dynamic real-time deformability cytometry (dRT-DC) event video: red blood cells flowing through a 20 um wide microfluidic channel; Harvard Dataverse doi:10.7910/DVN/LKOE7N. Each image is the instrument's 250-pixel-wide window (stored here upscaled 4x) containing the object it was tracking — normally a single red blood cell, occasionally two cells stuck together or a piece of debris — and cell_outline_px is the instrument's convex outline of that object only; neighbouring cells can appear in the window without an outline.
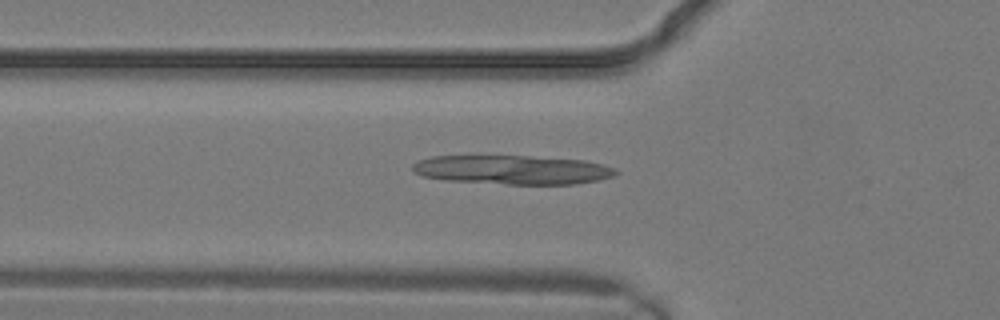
{"species": "common noctule bat (a hibernating species)", "species_latin": "Nyctalus noctula", "temperature_condition": "warm", "stored_images_in_passage": 5, "camera_frame_rate_fps": 3000, "um_per_image_px": 0.085, "animal": {"sex": "male", "body_mass_g": 19.2, "forearm_length_mm": 51.8}, "frame": {"image": 1, "passage_image": 3, "time_ms": 0.667, "image_size_px": [1000, 320], "cell_outline_px": [[620, 172], [616, 176], [600, 180], [576, 184], [504, 184], [448, 180], [424, 176], [412, 172], [412, 164], [420, 160], [432, 156], [528, 156], [584, 160], [604, 164], [616, 168]], "centroid_in_image_um": [43.64, 14.43], "position_along_channel_um": 82.2, "area_um2": 34.56}}
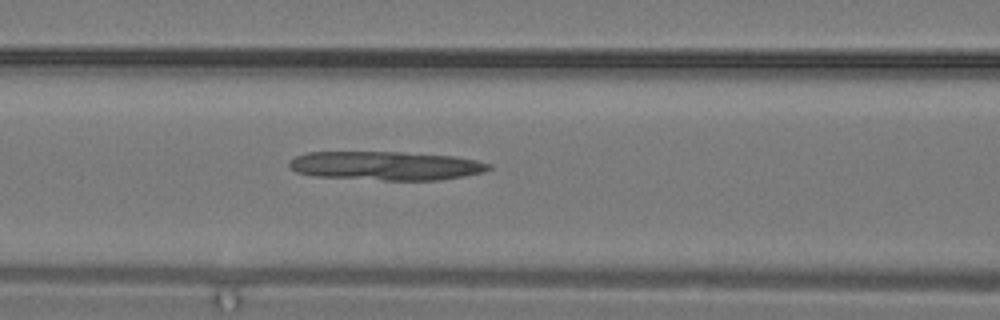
{"frame": {"image": 2, "passage_image": 5, "time_ms": 1.333, "image_size_px": [1000, 320], "cell_outline_px": [[492, 168], [484, 172], [464, 176], [440, 180], [384, 180], [312, 176], [296, 172], [288, 164], [288, 160], [296, 156], [308, 152], [404, 152], [456, 156], [476, 160], [492, 164]], "centroid_in_image_um": [32.82, 14.09], "position_along_channel_um": 133.8, "area_um2": 33.76}}